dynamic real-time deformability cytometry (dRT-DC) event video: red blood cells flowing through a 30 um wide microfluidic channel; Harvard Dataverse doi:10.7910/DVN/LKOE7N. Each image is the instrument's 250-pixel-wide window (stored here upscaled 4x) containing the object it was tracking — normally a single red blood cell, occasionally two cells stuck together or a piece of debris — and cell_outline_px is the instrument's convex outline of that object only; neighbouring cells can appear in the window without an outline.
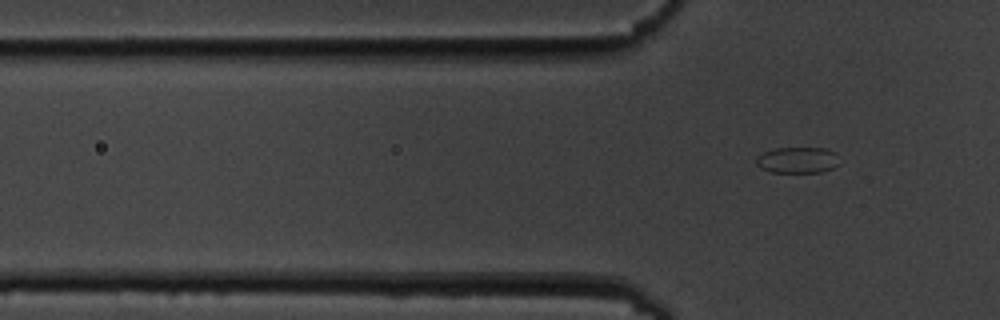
{"species": "common noctule bat (a hibernating species)", "species_latin": "Nyctalus noctula", "temperature_condition": "cold", "stored_images_in_passage": 6, "camera_frame_rate_fps": 3000, "um_per_image_px": 0.085, "animal": {"sex": "male", "body_mass_g": 19.5, "forearm_length_mm": 54.6}, "frame": {"image": 1, "passage_image": 6, "time_ms": 6.667, "image_size_px": [1000, 320], "cell_outline_px": [[840, 164], [832, 168], [820, 172], [772, 172], [760, 168], [756, 164], [756, 156], [764, 152], [776, 148], [824, 148], [836, 152]], "centroid_in_image_um": [67.8, 13.6], "position_along_channel_um": 58.0, "area_um2": 12.72}}